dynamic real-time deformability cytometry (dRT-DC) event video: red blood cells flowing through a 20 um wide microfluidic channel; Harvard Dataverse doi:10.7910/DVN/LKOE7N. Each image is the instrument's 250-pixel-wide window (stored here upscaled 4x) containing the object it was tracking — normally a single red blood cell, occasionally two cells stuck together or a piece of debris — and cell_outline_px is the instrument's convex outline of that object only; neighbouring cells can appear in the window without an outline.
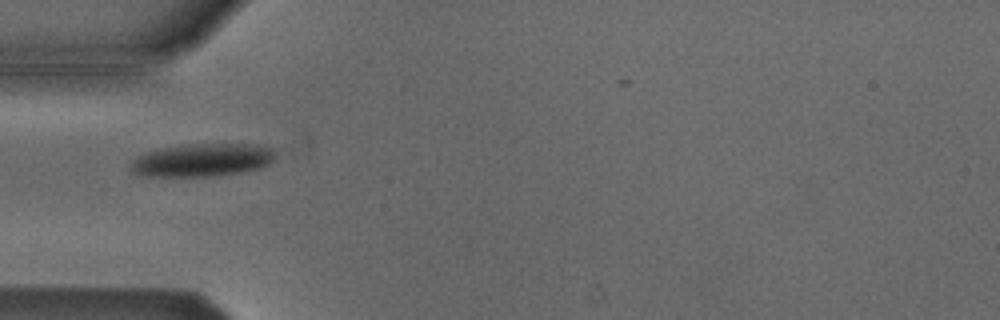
{"species": "Egyptian fruit bat (a non-hibernating species)", "species_latin": "Rousettus aegyptiacus", "temperature_condition": "cold", "stored_images_in_passage": 4, "camera_frame_rate_fps": 3000, "um_per_image_px": 0.085, "animal": {"sex": "male"}, "frame": {"image": 1, "passage_image": 1, "time_ms": 0.0, "image_size_px": [1000, 320], "cell_outline_px": [[276, 160], [260, 168], [244, 172], [216, 176], [136, 176], [132, 172], [132, 160], [136, 156], [144, 152], [156, 148], [180, 144], [256, 144], [276, 148]], "centroid_in_image_um": [17.21, 13.59], "position_along_channel_um": 67.8, "area_um2": 28.61}}